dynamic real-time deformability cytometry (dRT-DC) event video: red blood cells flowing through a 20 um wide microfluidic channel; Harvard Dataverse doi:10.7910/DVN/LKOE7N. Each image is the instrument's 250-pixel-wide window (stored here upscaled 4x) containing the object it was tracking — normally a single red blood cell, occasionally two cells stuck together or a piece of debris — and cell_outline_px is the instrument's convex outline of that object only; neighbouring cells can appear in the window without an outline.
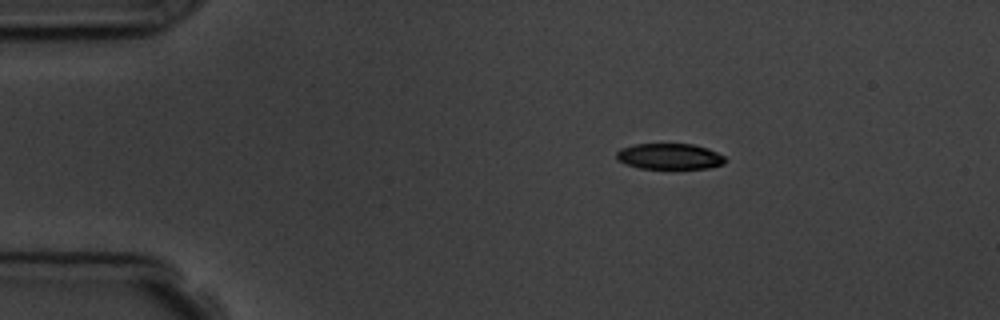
{"species": "common noctule bat (a hibernating species)", "species_latin": "Nyctalus noctula", "temperature_condition": "room temperature", "stored_images_in_passage": 4, "camera_frame_rate_fps": 3000, "um_per_image_px": 0.085, "animal": {"sex": "male", "body_mass_g": 19.5, "forearm_length_mm": 54.6}, "frame": {"image": 1, "passage_image": 2, "time_ms": 1.0, "image_size_px": [1000, 320], "cell_outline_px": [[728, 160], [724, 164], [708, 168], [640, 168], [628, 164], [620, 160], [616, 156], [616, 152], [620, 148], [636, 144], [692, 144], [708, 148], [724, 156]], "centroid_in_image_um": [56.96, 13.28], "position_along_channel_um": 28.0, "area_um2": 16.24}}
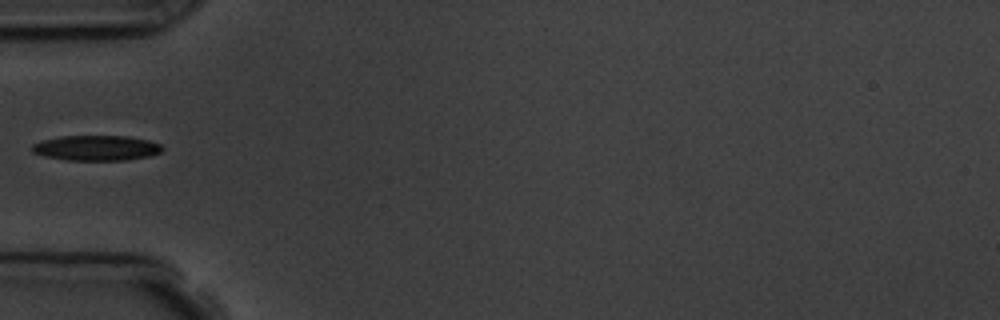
{"frame": {"image": 2, "passage_image": 4, "time_ms": 4.0, "image_size_px": [1000, 320], "cell_outline_px": [[164, 148], [160, 152], [148, 156], [128, 160], [68, 160], [44, 156], [32, 152], [32, 144], [40, 140], [60, 136], [128, 136], [148, 140], [160, 144]], "centroid_in_image_um": [8.17, 12.57], "position_along_channel_um": 76.8, "area_um2": 19.19}}